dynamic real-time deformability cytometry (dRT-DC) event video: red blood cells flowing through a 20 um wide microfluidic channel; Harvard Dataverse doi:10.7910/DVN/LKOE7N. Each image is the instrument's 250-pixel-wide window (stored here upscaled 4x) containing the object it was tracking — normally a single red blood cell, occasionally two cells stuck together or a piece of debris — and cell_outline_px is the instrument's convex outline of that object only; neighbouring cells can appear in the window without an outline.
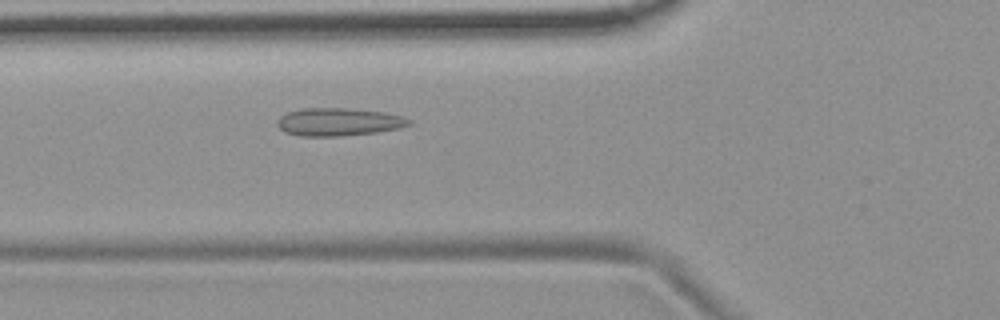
{"species": "common noctule bat (a hibernating species)", "species_latin": "Nyctalus noctula", "temperature_condition": "room temperature", "stored_images_in_passage": 48, "camera_frame_rate_fps": 3000, "um_per_image_px": 0.085, "animal": {"sex": "female", "body_mass_g": 19.9}, "frame": {"image": 1, "passage_image": 14, "time_ms": 4.333, "image_size_px": [1000, 320], "cell_outline_px": [[412, 124], [400, 128], [376, 132], [340, 136], [300, 136], [284, 132], [276, 124], [276, 120], [280, 116], [288, 112], [300, 108], [348, 108], [384, 112], [400, 116], [412, 120]], "centroid_in_image_um": [28.76, 10.36], "position_along_channel_um": 97.0, "area_um2": 21.5}}
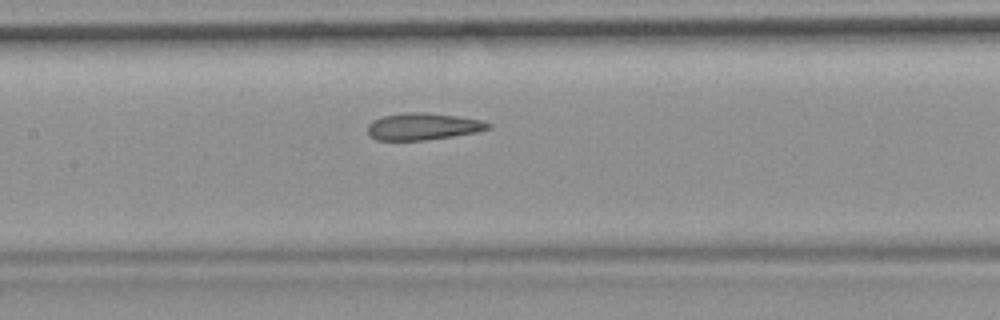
{"frame": {"image": 2, "passage_image": 20, "time_ms": 6.333, "image_size_px": [1000, 320], "cell_outline_px": [[492, 128], [476, 132], [452, 136], [424, 140], [376, 140], [368, 136], [368, 124], [372, 120], [384, 116], [400, 112], [424, 112], [460, 116], [480, 120], [492, 124]], "centroid_in_image_um": [35.94, 10.74], "position_along_channel_um": 171.5, "area_um2": 19.07}}
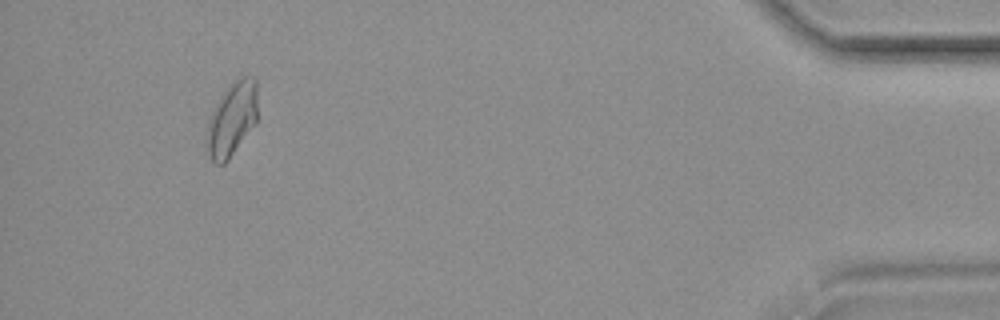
{"frame": {"image": 3, "passage_image": 45, "time_ms": 14.667, "image_size_px": [1000, 320], "cell_outline_px": [[256, 124], [228, 160], [224, 164], [216, 164], [212, 160], [208, 152], [204, 136], [208, 120], [212, 108], [232, 80], [244, 76], [256, 76]], "centroid_in_image_um": [19.68, 10.12], "position_along_channel_um": 415.5, "area_um2": 22.31}, "authors_computed_cell_mechanics": {"area_um2": 19.7098, "velocity_mm_per_s": 3.7112, "shape_relaxation_time_tau1_ms": null, "shape_relaxation_time_tau2_ms": 1.9015, "deformation_change_tau1": null, "deformation_change_tau2": 0.0894}}